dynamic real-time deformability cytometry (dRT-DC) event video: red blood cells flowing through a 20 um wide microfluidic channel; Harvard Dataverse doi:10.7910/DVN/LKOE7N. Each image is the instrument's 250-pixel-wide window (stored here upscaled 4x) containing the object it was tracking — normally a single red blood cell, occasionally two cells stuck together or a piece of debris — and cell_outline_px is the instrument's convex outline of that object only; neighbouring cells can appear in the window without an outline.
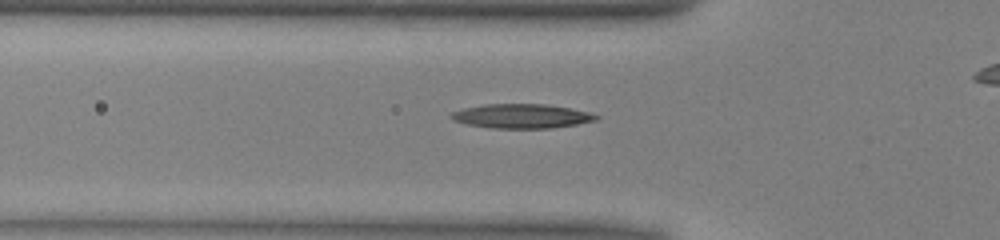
{"species": "common noctule bat (a hibernating species)", "species_latin": "Nyctalus noctula", "temperature_condition": "warm", "stored_images_in_passage": 33, "camera_frame_rate_fps": 3000, "um_per_image_px": 0.085, "animal": {"sex": "male", "body_mass_g": 13.0, "forearm_length_mm": 53.1}, "frame": {"image": 1, "passage_image": 8, "time_ms": 2.333, "image_size_px": [1000, 240], "cell_outline_px": [[600, 120], [552, 128], [492, 128], [468, 124], [452, 120], [448, 116], [452, 112], [464, 108], [484, 104], [544, 104], [568, 108], [588, 112], [600, 116]], "centroid_in_image_um": [44.33, 9.87], "position_along_channel_um": 81.5, "area_um2": 20.46}}
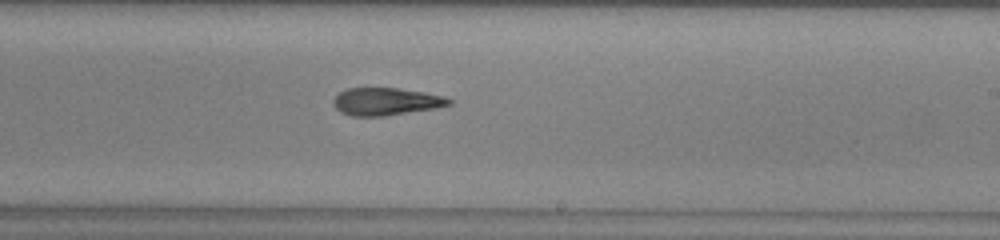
{"frame": {"image": 2, "passage_image": 21, "time_ms": 6.667, "image_size_px": [1000, 240], "cell_outline_px": [[452, 104], [436, 108], [384, 116], [352, 116], [340, 112], [332, 104], [332, 100], [340, 92], [348, 88], [400, 88], [424, 92], [444, 96], [452, 100]], "centroid_in_image_um": [32.81, 8.63], "position_along_channel_um": 256.2, "area_um2": 18.61}}
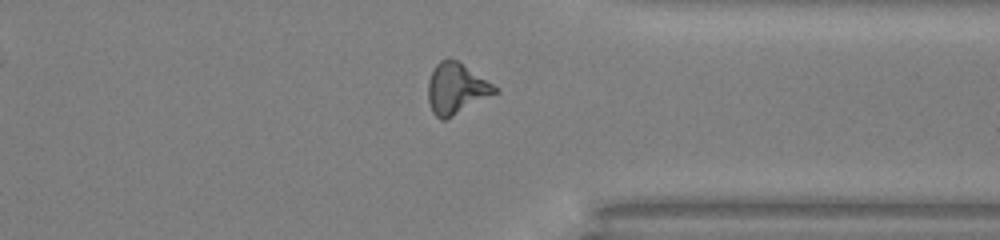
{"frame": {"image": 3, "passage_image": 30, "time_ms": 9.667, "image_size_px": [1000, 240], "cell_outline_px": [[500, 92], [444, 120], [440, 120], [432, 112], [428, 100], [428, 80], [436, 64], [440, 60], [456, 60], [500, 88]], "centroid_in_image_um": [38.8, 7.55], "position_along_channel_um": 372.6, "area_um2": 19.71}}